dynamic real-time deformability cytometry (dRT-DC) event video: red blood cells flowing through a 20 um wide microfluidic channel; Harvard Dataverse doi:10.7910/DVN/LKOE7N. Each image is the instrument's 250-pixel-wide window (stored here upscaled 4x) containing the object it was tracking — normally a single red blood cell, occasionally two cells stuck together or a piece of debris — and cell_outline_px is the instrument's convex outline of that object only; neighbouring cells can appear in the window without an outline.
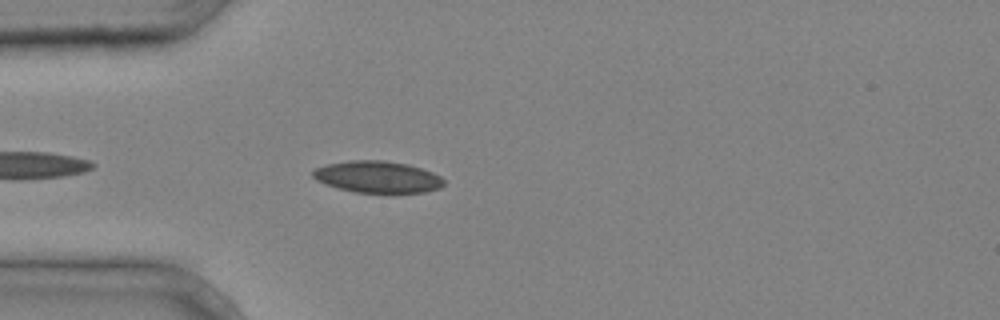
{"species": "common noctule bat (a hibernating species)", "species_latin": "Nyctalus noctula", "temperature_condition": "cold", "stored_images_in_passage": 19, "camera_frame_rate_fps": 3000, "um_per_image_px": 0.085, "animal": {"sex": "male", "body_mass_g": 20.4}, "frame": {"image": 1, "passage_image": 4, "time_ms": 1.0, "image_size_px": [1000, 320], "cell_outline_px": [[444, 184], [440, 188], [424, 192], [356, 192], [324, 184], [316, 180], [312, 176], [312, 172], [316, 168], [328, 164], [348, 160], [384, 160], [408, 164], [432, 172], [440, 176], [444, 180]], "centroid_in_image_um": [32.08, 15.02], "position_along_channel_um": 52.9, "area_um2": 24.04}}
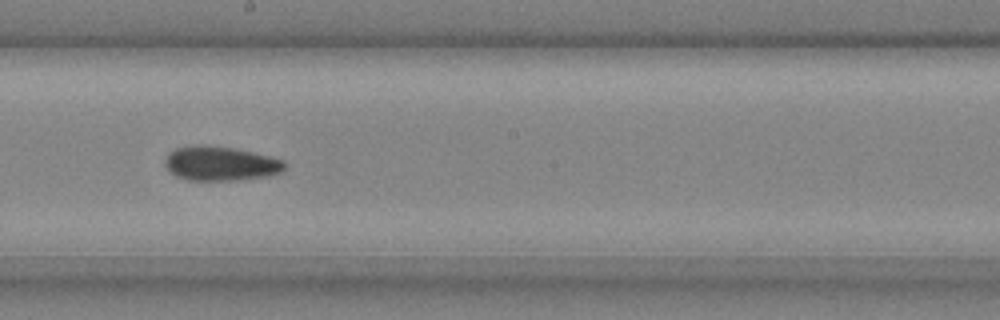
{"frame": {"image": 2, "passage_image": 16, "time_ms": 5.0, "image_size_px": [1000, 320], "cell_outline_px": [[284, 168], [280, 172], [268, 176], [236, 180], [188, 180], [176, 176], [164, 164], [164, 160], [168, 152], [176, 148], [196, 144], [204, 144], [232, 148], [252, 152], [284, 160]], "centroid_in_image_um": [18.7, 13.89], "position_along_channel_um": 229.5, "area_um2": 23.87}}